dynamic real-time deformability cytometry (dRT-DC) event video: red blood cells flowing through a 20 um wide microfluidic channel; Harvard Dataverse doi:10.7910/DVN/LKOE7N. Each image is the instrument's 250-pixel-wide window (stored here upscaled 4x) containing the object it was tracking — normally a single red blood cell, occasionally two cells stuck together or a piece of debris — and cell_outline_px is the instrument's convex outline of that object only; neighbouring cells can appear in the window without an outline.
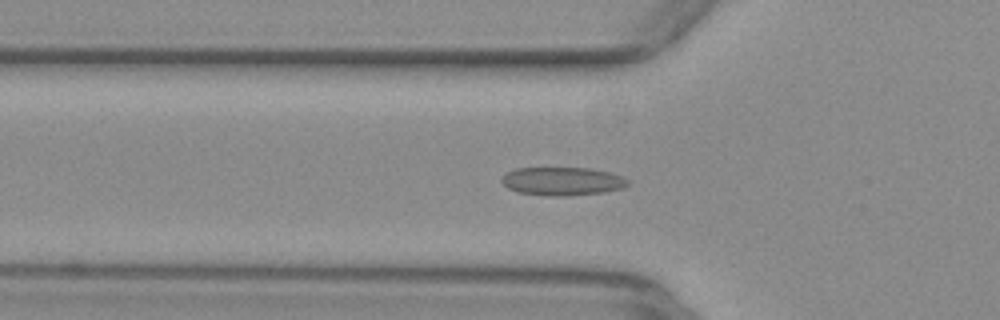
{"species": "common noctule bat (a hibernating species)", "species_latin": "Nyctalus noctula", "temperature_condition": "warm", "stored_images_in_passage": 47, "camera_frame_rate_fps": 3000, "um_per_image_px": 0.085, "animal": {"sex": "female", "body_mass_g": 29.2, "forearm_length_mm": 56.3}, "frame": {"image": 1, "passage_image": 12, "time_ms": 3.667, "image_size_px": [1000, 320], "cell_outline_px": [[628, 184], [624, 188], [604, 192], [568, 196], [548, 196], [516, 192], [508, 188], [500, 180], [508, 172], [516, 168], [588, 168], [608, 172], [624, 176], [628, 180]], "centroid_in_image_um": [47.82, 15.41], "position_along_channel_um": 78.0, "area_um2": 20.87}}
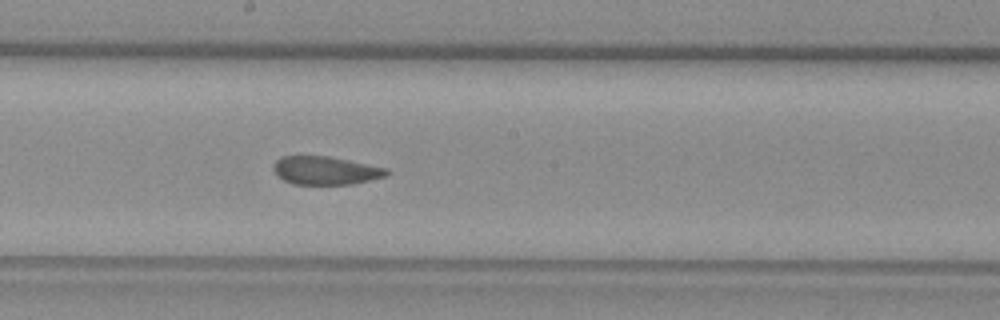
{"frame": {"image": 2, "passage_image": 23, "time_ms": 7.333, "image_size_px": [1000, 320], "cell_outline_px": [[388, 172], [384, 176], [352, 184], [292, 184], [276, 176], [272, 168], [272, 164], [280, 156], [328, 156], [388, 168]], "centroid_in_image_um": [27.59, 14.48], "position_along_channel_um": 220.6, "area_um2": 18.61}}
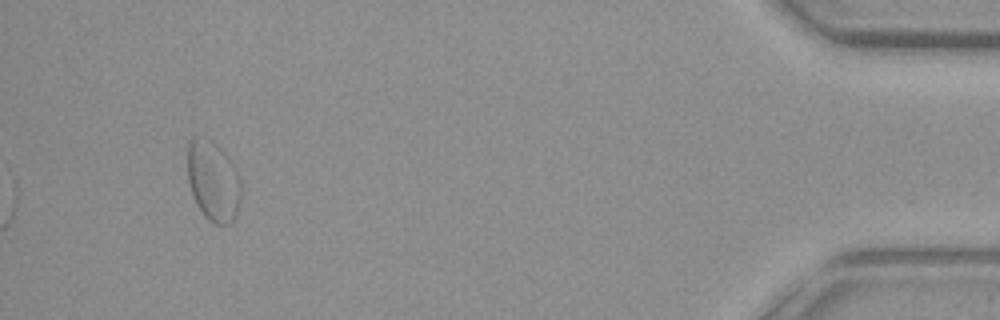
{"frame": {"image": 3, "passage_image": 44, "time_ms": 14.333, "image_size_px": [1000, 320], "cell_outline_px": [[240, 200], [236, 216], [228, 224], [216, 224], [208, 220], [204, 216], [196, 204], [192, 196], [188, 180], [188, 140], [192, 136], [208, 136], [228, 156], [240, 180]], "centroid_in_image_um": [18.09, 15.35], "position_along_channel_um": 417.1, "area_um2": 25.26}, "authors_computed_cell_mechanics": {"area_um2": 20.4034, "velocity_mm_per_s": 3.8766, "shape_relaxation_time_tau1_ms": null, "shape_relaxation_time_tau2_ms": 1.2542, "deformation_change_tau1": null, "deformation_change_tau2": 0.0711}}